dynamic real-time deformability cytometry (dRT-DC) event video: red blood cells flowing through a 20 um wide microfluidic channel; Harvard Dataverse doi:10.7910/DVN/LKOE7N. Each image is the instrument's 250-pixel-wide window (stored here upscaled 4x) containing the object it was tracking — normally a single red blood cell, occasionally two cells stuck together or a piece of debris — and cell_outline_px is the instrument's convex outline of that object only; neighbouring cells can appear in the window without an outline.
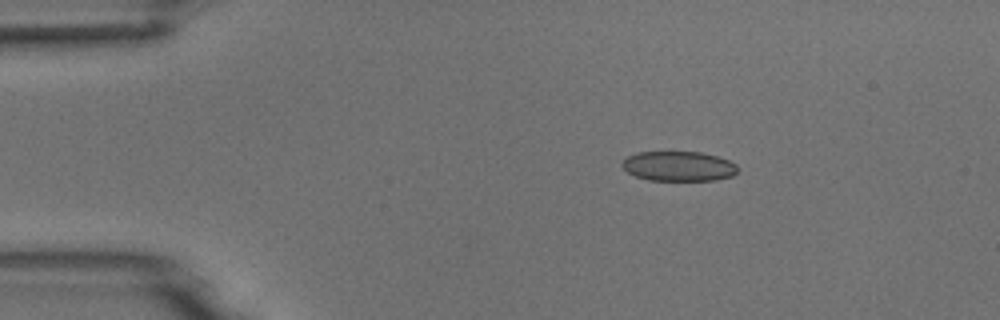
{"species": "common noctule bat (a hibernating species)", "species_latin": "Nyctalus noctula", "temperature_condition": "room temperature", "stored_images_in_passage": 4, "camera_frame_rate_fps": 3000, "um_per_image_px": 0.085, "animal": {"sex": "male", "body_mass_g": 18.8}, "frame": {"image": 1, "passage_image": 1, "time_ms": 0.0, "image_size_px": [1000, 320], "cell_outline_px": [[736, 172], [732, 176], [716, 180], [648, 180], [636, 176], [628, 172], [620, 164], [628, 156], [636, 152], [700, 152], [716, 156], [728, 160], [736, 164]], "centroid_in_image_um": [57.66, 14.12], "position_along_channel_um": 27.3, "area_um2": 19.94}}
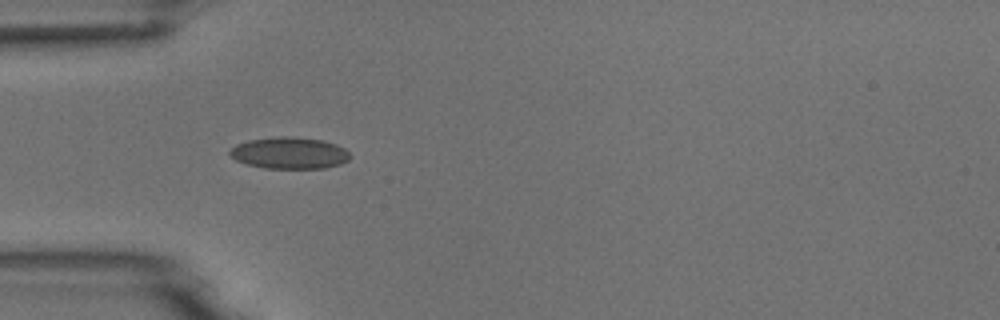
{"frame": {"image": 2, "passage_image": 3, "time_ms": 2.333, "image_size_px": [1000, 320], "cell_outline_px": [[352, 156], [348, 160], [340, 164], [324, 168], [264, 168], [248, 164], [236, 160], [228, 152], [236, 144], [248, 140], [280, 136], [292, 136], [324, 140], [336, 144], [344, 148]], "centroid_in_image_um": [24.62, 12.99], "position_along_channel_um": 60.4, "area_um2": 22.2}}